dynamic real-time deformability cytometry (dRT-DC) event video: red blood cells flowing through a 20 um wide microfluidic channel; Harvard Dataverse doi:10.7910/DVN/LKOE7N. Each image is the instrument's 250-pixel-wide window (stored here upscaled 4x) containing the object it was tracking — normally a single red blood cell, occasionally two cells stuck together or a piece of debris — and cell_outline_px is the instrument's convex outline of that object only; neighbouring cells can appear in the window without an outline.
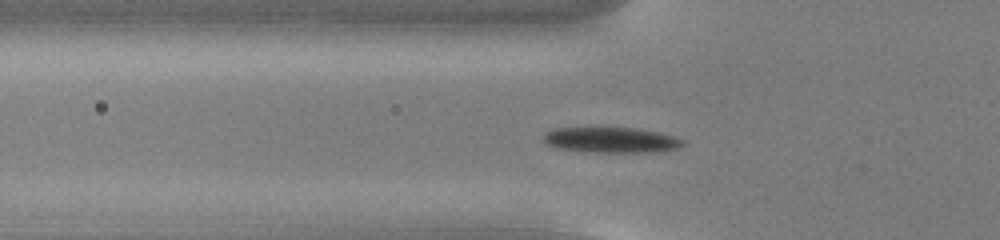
{"species": "common noctule bat (a hibernating species)", "species_latin": "Nyctalus noctula", "temperature_condition": "cold", "stored_images_in_passage": 29, "camera_frame_rate_fps": 3000, "um_per_image_px": 0.085, "animal": {"sex": "male", "body_mass_g": 13.0, "forearm_length_mm": 53.1}, "frame": {"image": 1, "passage_image": 6, "time_ms": 1.667, "image_size_px": [1000, 240], "cell_outline_px": [[684, 144], [676, 148], [656, 152], [596, 152], [556, 148], [548, 144], [544, 140], [544, 132], [556, 128], [636, 128], [660, 132], [676, 136], [684, 140]], "centroid_in_image_um": [51.98, 11.89], "position_along_channel_um": 73.8, "area_um2": 20.63}}
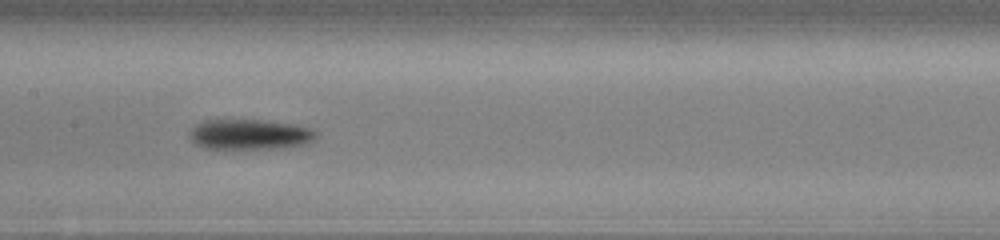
{"frame": {"image": 2, "passage_image": 15, "time_ms": 4.667, "image_size_px": [1000, 240], "cell_outline_px": [[320, 136], [304, 144], [284, 148], [224, 152], [200, 148], [188, 136], [188, 132], [196, 124], [204, 120], [264, 120], [296, 124], [312, 128]], "centroid_in_image_um": [21.18, 11.48], "position_along_channel_um": 186.2, "area_um2": 23.76}}
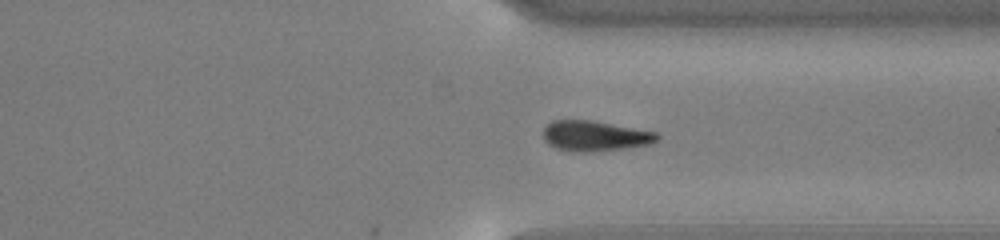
{"frame": {"image": 3, "passage_image": 29, "time_ms": 9.333, "image_size_px": [1000, 240], "cell_outline_px": [[660, 136], [652, 144], [628, 148], [584, 152], [576, 152], [556, 148], [548, 144], [544, 140], [544, 128], [552, 120], [592, 120], [656, 132]], "centroid_in_image_um": [50.57, 11.55], "position_along_channel_um": 360.8, "area_um2": 20.11}}